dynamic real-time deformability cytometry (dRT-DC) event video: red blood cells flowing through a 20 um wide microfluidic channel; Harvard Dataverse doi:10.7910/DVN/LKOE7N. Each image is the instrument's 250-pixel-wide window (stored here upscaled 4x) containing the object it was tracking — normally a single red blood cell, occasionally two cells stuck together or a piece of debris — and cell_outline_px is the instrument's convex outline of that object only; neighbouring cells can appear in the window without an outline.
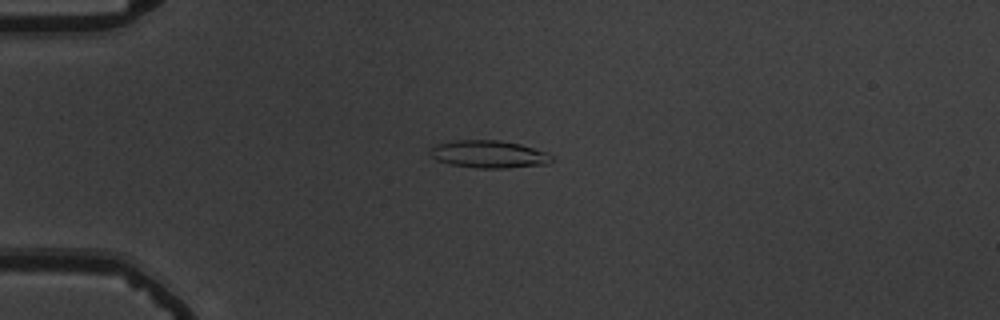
{"species": "common noctule bat (a hibernating species)", "species_latin": "Nyctalus noctula", "temperature_condition": "warm", "stored_images_in_passage": 55, "camera_frame_rate_fps": 3000, "um_per_image_px": 0.085, "animal": {"sex": "male", "body_mass_g": 19.5, "forearm_length_mm": 54.6}, "frame": {"image": 1, "passage_image": 14, "time_ms": 4.333, "image_size_px": [1000, 320], "cell_outline_px": [[556, 160], [548, 164], [508, 168], [476, 168], [452, 164], [436, 160], [428, 152], [436, 144], [456, 140], [500, 140], [520, 144], [548, 152]], "centroid_in_image_um": [41.6, 13.11], "position_along_channel_um": 43.4, "area_um2": 19.65}}
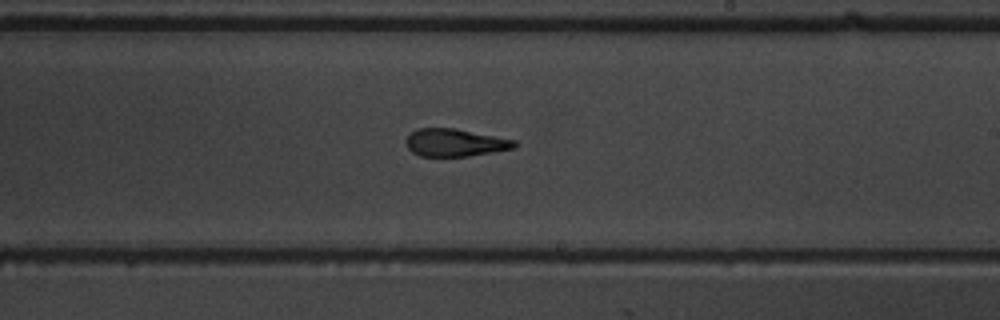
{"frame": {"image": 2, "passage_image": 33, "time_ms": 10.667, "image_size_px": [1000, 320], "cell_outline_px": [[516, 148], [468, 156], [420, 156], [412, 152], [408, 148], [404, 140], [416, 128], [456, 128], [516, 140]], "centroid_in_image_um": [38.67, 12.12], "position_along_channel_um": 250.3, "area_um2": 17.51}}
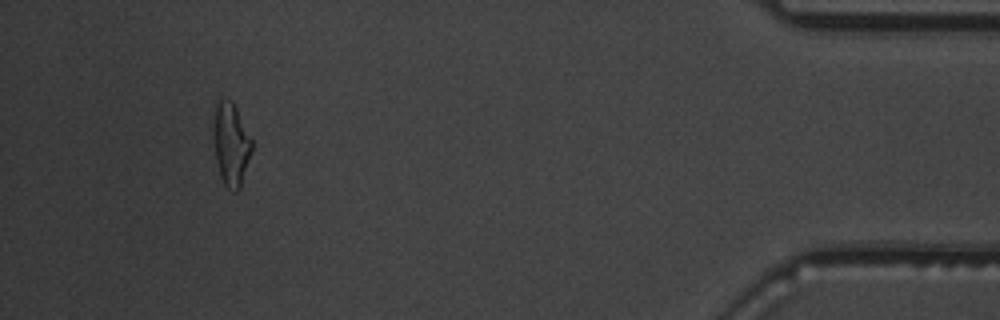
{"frame": {"image": 3, "passage_image": 51, "time_ms": 16.667, "image_size_px": [1000, 320], "cell_outline_px": [[252, 148], [240, 188], [236, 192], [232, 192], [224, 184], [220, 176], [216, 160], [208, 120], [212, 104], [220, 100], [232, 100], [252, 140]], "centroid_in_image_um": [19.53, 12.16], "position_along_channel_um": 415.7, "area_um2": 19.48}, "authors_computed_cell_mechanics": {"area_um2": 18.496, "velocity_mm_per_s": 3.7337, "shape_relaxation_time_tau1_ms": 4.5129, "shape_relaxation_time_tau2_ms": 2.2504, "deformation_change_tau1": 0.224, "deformation_change_tau2": 0.1289}}